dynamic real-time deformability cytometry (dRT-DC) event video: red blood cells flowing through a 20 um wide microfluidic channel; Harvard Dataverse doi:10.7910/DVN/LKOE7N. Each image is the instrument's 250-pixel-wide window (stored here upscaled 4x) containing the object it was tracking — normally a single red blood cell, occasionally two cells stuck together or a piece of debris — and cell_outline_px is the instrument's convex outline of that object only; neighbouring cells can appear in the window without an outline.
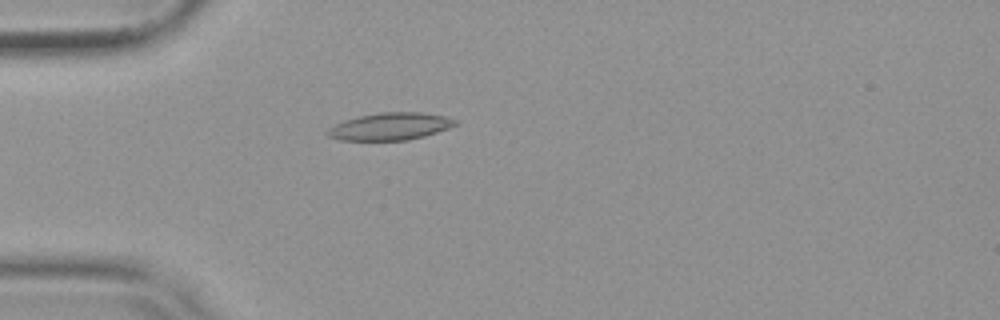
{"species": "common noctule bat (a hibernating species)", "species_latin": "Nyctalus noctula", "temperature_condition": "warm", "stored_images_in_passage": 41, "camera_frame_rate_fps": 3000, "um_per_image_px": 0.085, "animal": {"sex": "female", "body_mass_g": 19.9}, "frame": {"image": 1, "passage_image": 3, "time_ms": 0.667, "image_size_px": [1000, 320], "cell_outline_px": [[460, 120], [456, 124], [448, 128], [424, 136], [408, 140], [340, 140], [328, 136], [324, 132], [328, 128], [344, 120], [360, 116], [380, 112], [420, 112], [444, 116]], "centroid_in_image_um": [33.15, 10.74], "position_along_channel_um": 51.8, "area_um2": 20.29}}
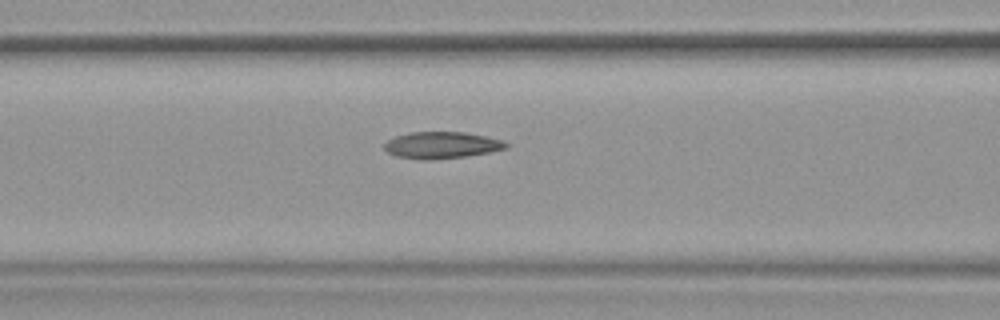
{"frame": {"image": 2, "passage_image": 10, "time_ms": 3.0, "image_size_px": [1000, 320], "cell_outline_px": [[508, 148], [468, 156], [428, 160], [420, 160], [396, 156], [388, 152], [384, 148], [384, 144], [388, 140], [396, 136], [412, 132], [464, 132], [504, 140], [508, 144]], "centroid_in_image_um": [37.54, 12.34], "position_along_channel_um": 129.1, "area_um2": 18.9}}
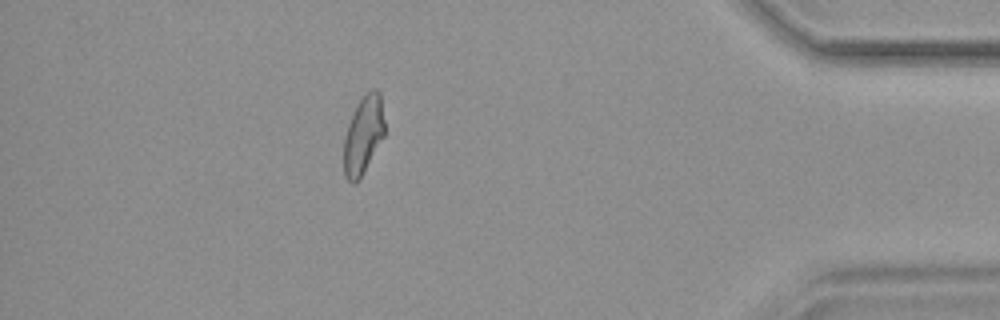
{"frame": {"image": 3, "passage_image": 35, "time_ms": 11.333, "image_size_px": [1000, 320], "cell_outline_px": [[384, 136], [360, 180], [356, 184], [352, 184], [344, 176], [344, 136], [348, 124], [356, 104], [372, 88], [376, 88], [380, 92], [384, 120]], "centroid_in_image_um": [30.88, 11.51], "position_along_channel_um": 404.3, "area_um2": 18.73}, "authors_computed_cell_mechanics": {"area_um2": 18.9006, "velocity_mm_per_s": 3.8043, "shape_relaxation_time_tau1_ms": 6.7889, "shape_relaxation_time_tau2_ms": 2.6228, "deformation_change_tau1": 0.1807, "deformation_change_tau2": 0.0952}}